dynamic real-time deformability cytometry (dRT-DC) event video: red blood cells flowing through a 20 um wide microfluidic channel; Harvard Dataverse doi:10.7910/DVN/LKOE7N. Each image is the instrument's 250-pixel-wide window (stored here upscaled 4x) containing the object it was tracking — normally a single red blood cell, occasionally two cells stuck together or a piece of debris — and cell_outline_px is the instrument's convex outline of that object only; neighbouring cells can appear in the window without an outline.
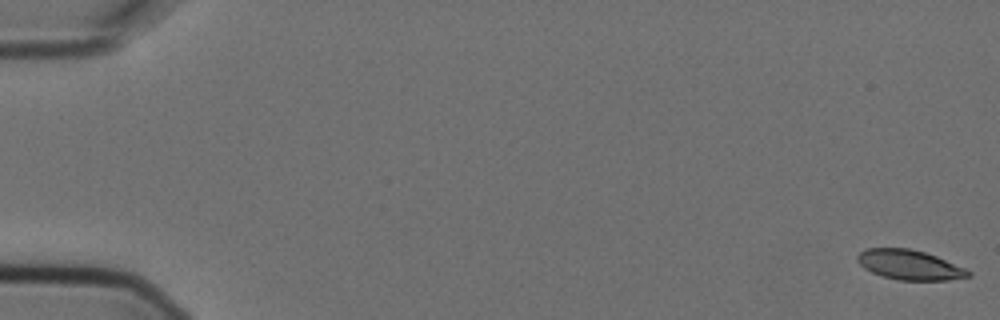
{"species": "Egyptian fruit bat (a non-hibernating species)", "species_latin": "Rousettus aegyptiacus", "temperature_condition": "cold", "stored_images_in_passage": 13, "camera_frame_rate_fps": 3000, "um_per_image_px": 0.085, "animal": {"sex": "female"}, "frame": {"image": 1, "passage_image": 1, "time_ms": 0.0, "image_size_px": [1000, 320], "cell_outline_px": [[972, 276], [948, 280], [900, 280], [884, 276], [872, 272], [864, 268], [856, 260], [856, 256], [860, 252], [868, 248], [908, 248], [924, 252], [936, 256], [964, 268], [972, 272]], "centroid_in_image_um": [77.31, 22.51], "position_along_channel_um": 7.7, "area_um2": 19.07}}
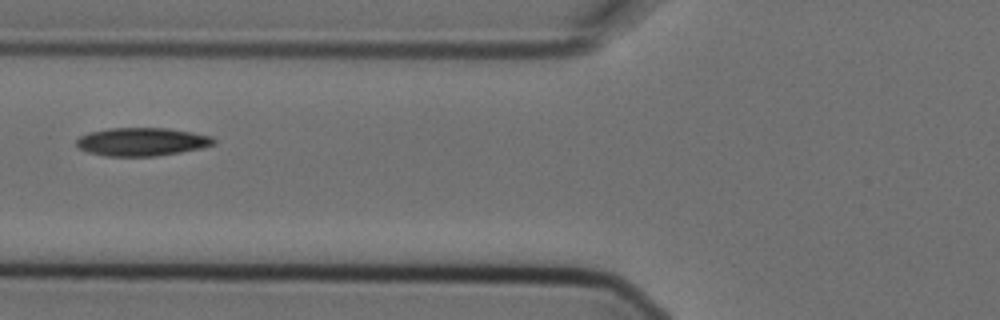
{"frame": {"image": 2, "passage_image": 8, "time_ms": 2.333, "image_size_px": [1000, 320], "cell_outline_px": [[216, 144], [200, 148], [180, 152], [156, 156], [104, 156], [88, 152], [80, 148], [76, 144], [76, 140], [80, 136], [88, 132], [108, 128], [168, 128], [192, 132], [212, 136], [216, 140]], "centroid_in_image_um": [12.06, 12.04], "position_along_channel_um": 113.7, "area_um2": 22.66}}
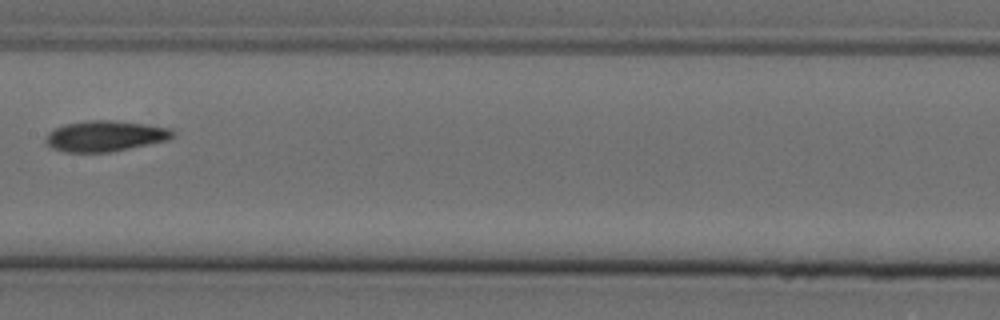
{"frame": {"image": 3, "passage_image": 10, "time_ms": 3.0, "image_size_px": [1000, 320], "cell_outline_px": [[176, 132], [168, 140], [112, 152], [64, 152], [52, 148], [44, 140], [44, 136], [48, 132], [64, 124], [88, 120], [112, 120], [144, 124], [172, 128]], "centroid_in_image_um": [8.93, 11.56], "position_along_channel_um": 198.5, "area_um2": 22.89}}